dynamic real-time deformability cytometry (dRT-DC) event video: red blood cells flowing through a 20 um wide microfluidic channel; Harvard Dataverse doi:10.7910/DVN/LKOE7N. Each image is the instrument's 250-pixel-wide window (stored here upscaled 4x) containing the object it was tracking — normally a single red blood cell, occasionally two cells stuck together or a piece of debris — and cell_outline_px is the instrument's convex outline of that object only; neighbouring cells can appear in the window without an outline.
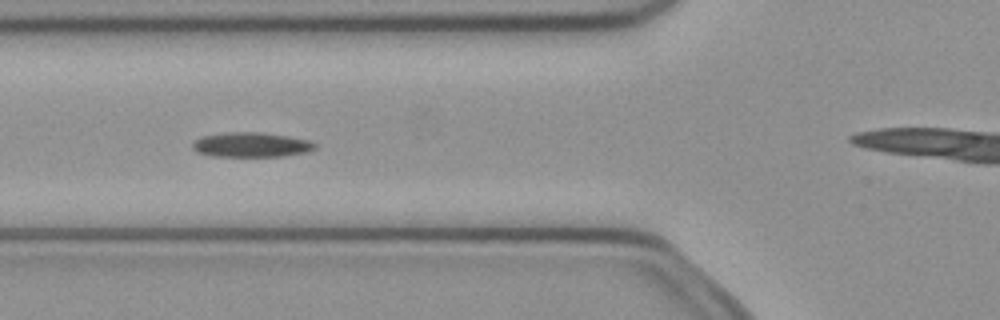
{"species": "common noctule bat (a hibernating species)", "species_latin": "Nyctalus noctula", "temperature_condition": "cold", "stored_images_in_passage": 8, "camera_frame_rate_fps": 3000, "um_per_image_px": 0.085, "animal": {"sex": "female", "body_mass_g": 21.9}, "frame": {"image": 1, "passage_image": 5, "time_ms": 1.333, "image_size_px": [1000, 320], "cell_outline_px": [[316, 148], [308, 152], [284, 156], [212, 156], [196, 152], [192, 148], [192, 144], [200, 136], [228, 132], [264, 132], [288, 136], [308, 140], [316, 144]], "centroid_in_image_um": [21.35, 12.3], "position_along_channel_um": 104.5, "area_um2": 17.74}}
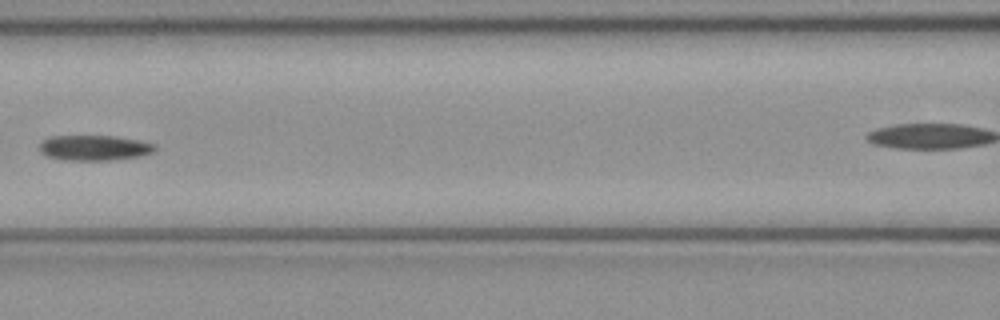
{"frame": {"image": 2, "passage_image": 6, "time_ms": 1.667, "image_size_px": [1000, 320], "cell_outline_px": [[156, 148], [152, 152], [140, 156], [112, 160], [64, 160], [48, 156], [40, 152], [40, 140], [48, 136], [116, 136], [140, 140], [156, 144]], "centroid_in_image_um": [8.0, 12.55], "position_along_channel_um": 158.6, "area_um2": 17.17}}